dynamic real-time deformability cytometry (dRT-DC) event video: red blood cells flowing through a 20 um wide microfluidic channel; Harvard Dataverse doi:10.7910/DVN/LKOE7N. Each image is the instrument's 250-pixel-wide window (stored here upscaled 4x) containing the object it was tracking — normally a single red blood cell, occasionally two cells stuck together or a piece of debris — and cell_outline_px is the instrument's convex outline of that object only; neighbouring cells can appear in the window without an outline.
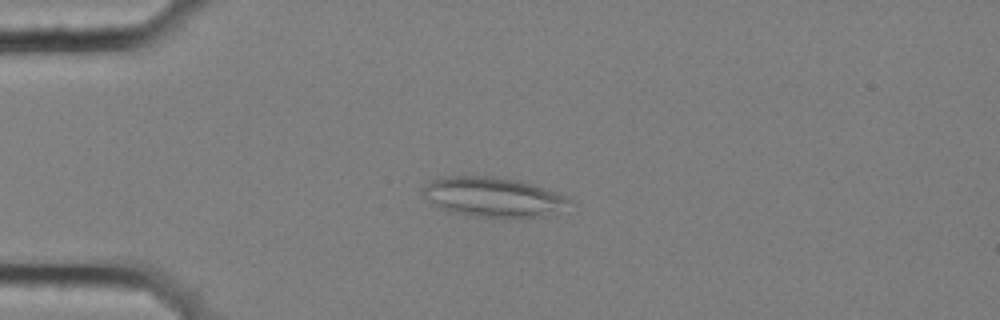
{"species": "common noctule bat (a hibernating species)", "species_latin": "Nyctalus noctula", "temperature_condition": "cold", "stored_images_in_passage": 4, "camera_frame_rate_fps": 3000, "um_per_image_px": 0.085, "animal": {"sex": "female", "body_mass_g": 25.1}, "frame": {"image": 1, "passage_image": 4, "time_ms": 1.0, "image_size_px": [1000, 320], "cell_outline_px": [[576, 204], [568, 212], [540, 216], [472, 216], [452, 212], [436, 204], [424, 196], [420, 192], [420, 188], [424, 184], [432, 180], [452, 176], [492, 176], [520, 180], [556, 192], [564, 196]], "centroid_in_image_um": [42.02, 16.74], "position_along_channel_um": 43.0, "area_um2": 33.93}}